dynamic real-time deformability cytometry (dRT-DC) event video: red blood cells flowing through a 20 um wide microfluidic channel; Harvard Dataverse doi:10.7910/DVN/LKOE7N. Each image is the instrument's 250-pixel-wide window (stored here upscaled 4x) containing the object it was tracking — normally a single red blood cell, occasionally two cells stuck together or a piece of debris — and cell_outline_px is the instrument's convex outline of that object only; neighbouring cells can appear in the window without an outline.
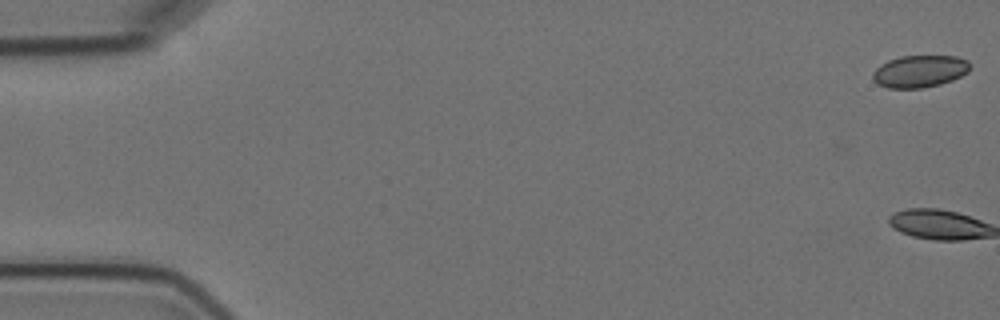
{"species": "Egyptian fruit bat (a non-hibernating species)", "species_latin": "Rousettus aegyptiacus", "temperature_condition": "cold", "stored_images_in_passage": 6, "camera_frame_rate_fps": 3000, "um_per_image_px": 0.085, "animal": {"sex": "female"}, "frame": {"image": 1, "passage_image": 1, "time_ms": 0.0, "image_size_px": [1000, 320], "cell_outline_px": [[968, 72], [952, 80], [940, 84], [924, 88], [888, 88], [876, 84], [872, 80], [872, 72], [880, 64], [888, 60], [900, 56], [956, 56], [968, 60]], "centroid_in_image_um": [78.11, 6.06], "position_along_channel_um": 6.9, "area_um2": 18.32}}